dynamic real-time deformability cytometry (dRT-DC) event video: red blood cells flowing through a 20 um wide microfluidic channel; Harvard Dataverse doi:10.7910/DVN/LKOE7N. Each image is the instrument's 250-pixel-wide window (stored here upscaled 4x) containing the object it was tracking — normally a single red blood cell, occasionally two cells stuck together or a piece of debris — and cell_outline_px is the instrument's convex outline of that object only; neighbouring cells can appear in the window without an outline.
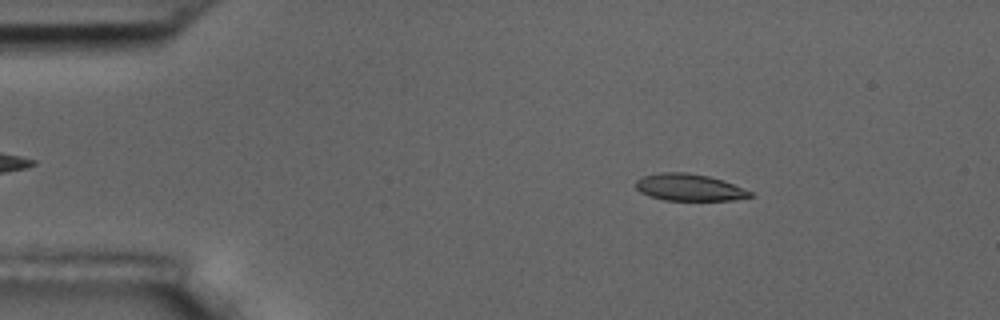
{"species": "common noctule bat (a hibernating species)", "species_latin": "Nyctalus noctula", "temperature_condition": "room temperature", "stored_images_in_passage": 55, "camera_frame_rate_fps": 3000, "um_per_image_px": 0.085, "animal": {"sex": "male", "body_mass_g": 17.5, "forearm_length_mm": 52.3}, "frame": {"image": 1, "passage_image": 8, "time_ms": 2.333, "image_size_px": [1000, 320], "cell_outline_px": [[756, 196], [732, 200], [664, 200], [648, 196], [640, 192], [636, 188], [636, 180], [644, 176], [660, 172], [688, 172], [708, 176], [732, 184], [752, 192]], "centroid_in_image_um": [58.56, 15.93], "position_along_channel_um": 26.4, "area_um2": 17.86}}
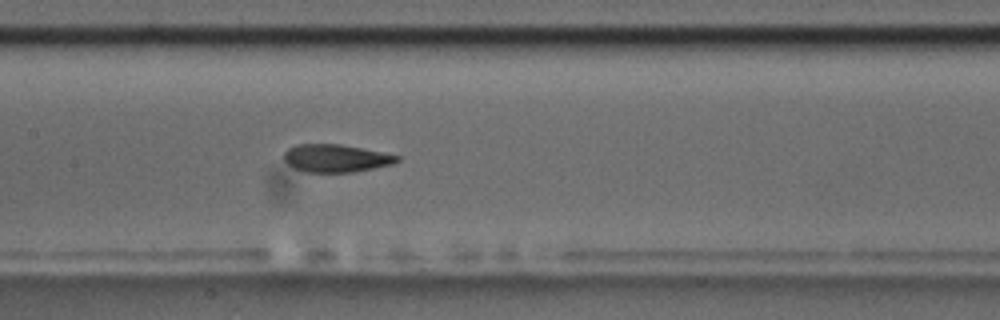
{"frame": {"image": 2, "passage_image": 26, "time_ms": 8.333, "image_size_px": [1000, 320], "cell_outline_px": [[400, 160], [392, 164], [352, 172], [304, 172], [288, 164], [284, 160], [284, 152], [288, 148], [296, 144], [340, 144], [400, 156]], "centroid_in_image_um": [28.51, 13.45], "position_along_channel_um": 178.9, "area_um2": 18.09}}
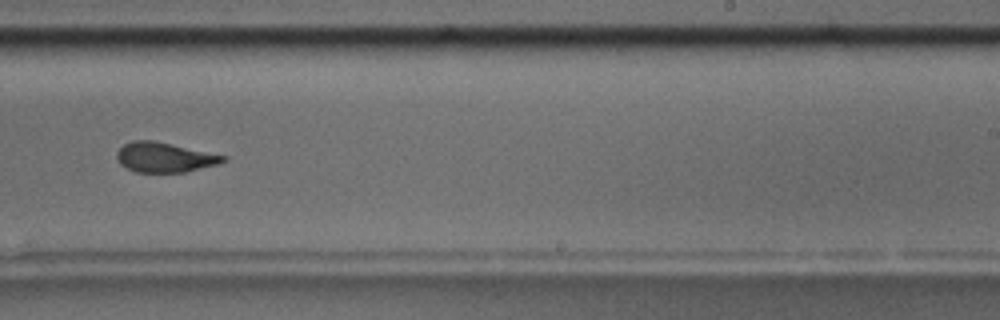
{"frame": {"image": 3, "passage_image": 34, "time_ms": 11.0, "image_size_px": [1000, 320], "cell_outline_px": [[228, 160], [220, 164], [184, 172], [136, 172], [120, 164], [116, 156], [116, 152], [124, 144], [132, 140], [152, 140], [228, 156]], "centroid_in_image_um": [14.01, 13.37], "position_along_channel_um": 275.0, "area_um2": 18.5}, "authors_computed_cell_mechanics": {"area_um2": 18.9584, "velocity_mm_per_s": 3.6191, "shape_relaxation_time_tau1_ms": 11.345, "shape_relaxation_time_tau2_ms": 1.6476, "deformation_change_tau1": 0.2653, "deformation_change_tau2": 0.0901}}